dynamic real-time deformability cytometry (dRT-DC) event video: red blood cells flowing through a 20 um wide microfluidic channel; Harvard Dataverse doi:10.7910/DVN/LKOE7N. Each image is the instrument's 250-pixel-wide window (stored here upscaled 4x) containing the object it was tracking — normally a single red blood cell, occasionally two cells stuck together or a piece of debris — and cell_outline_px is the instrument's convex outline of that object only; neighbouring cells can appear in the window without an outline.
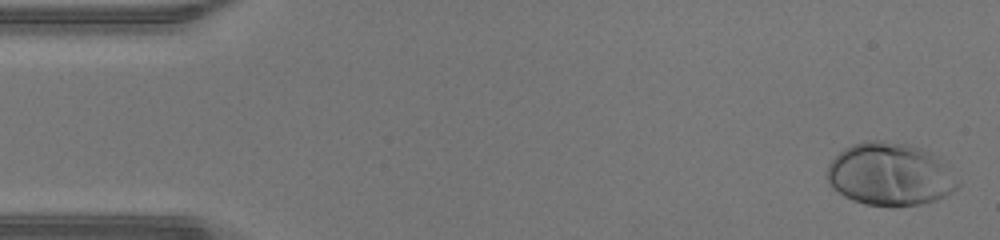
{"species": "human", "species_latin": "Homo sapiens", "temperature_condition": "warm", "stored_images_in_passage": 46, "camera_frame_rate_fps": 3000, "um_per_image_px": 0.085, "donor": {"sex": "male"}, "frame": {"image": 1, "passage_image": 1, "time_ms": 0.0, "image_size_px": [1000, 240], "cell_outline_px": [[960, 184], [952, 192], [936, 200], [920, 204], [896, 208], [892, 208], [864, 204], [852, 200], [844, 196], [832, 188], [824, 176], [828, 164], [844, 148], [852, 144], [864, 140], [884, 140], [908, 144], [920, 148], [936, 156], [948, 164], [960, 180]], "centroid_in_image_um": [75.65, 14.83], "position_along_channel_um": 9.4, "area_um2": 48.84}}
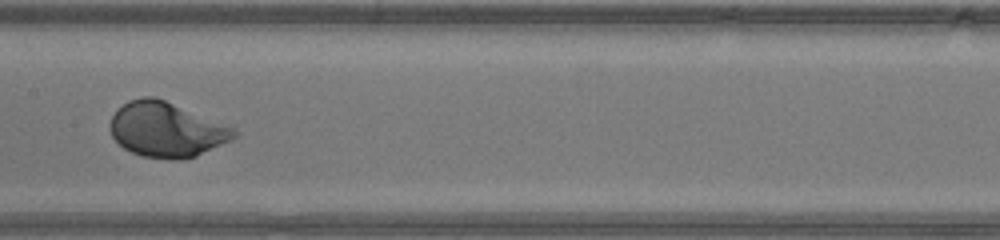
{"frame": {"image": 2, "passage_image": 23, "time_ms": 7.333, "image_size_px": [1000, 240], "cell_outline_px": [[240, 132], [232, 140], [196, 156], [176, 160], [172, 160], [144, 156], [132, 152], [124, 148], [112, 136], [112, 116], [116, 108], [128, 100], [144, 96], [156, 96], [232, 128]], "centroid_in_image_um": [14.13, 11.01], "position_along_channel_um": 193.3, "area_um2": 39.19}}
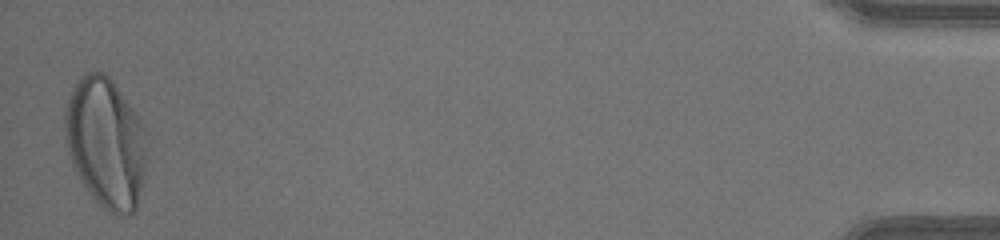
{"frame": {"image": 3, "passage_image": 46, "time_ms": 15.0, "image_size_px": [1000, 240], "cell_outline_px": [[144, 172], [136, 208], [128, 216], [120, 216], [104, 212], [88, 192], [80, 180], [76, 172], [68, 152], [64, 124], [64, 112], [68, 96], [76, 80], [84, 72], [104, 72], [112, 80], [140, 120], [144, 128]], "centroid_in_image_um": [8.94, 12.15], "position_along_channel_um": 426.3, "area_um2": 61.9}, "authors_computed_cell_mechanics": {"area_um2": 39.6797, "velocity_mm_per_s": 4.361, "shape_relaxation_time_tau1_ms": 1.9, "shape_relaxation_time_tau2_ms": null, "deformation_change_tau1": 0.1601, "deformation_change_tau2": null}}